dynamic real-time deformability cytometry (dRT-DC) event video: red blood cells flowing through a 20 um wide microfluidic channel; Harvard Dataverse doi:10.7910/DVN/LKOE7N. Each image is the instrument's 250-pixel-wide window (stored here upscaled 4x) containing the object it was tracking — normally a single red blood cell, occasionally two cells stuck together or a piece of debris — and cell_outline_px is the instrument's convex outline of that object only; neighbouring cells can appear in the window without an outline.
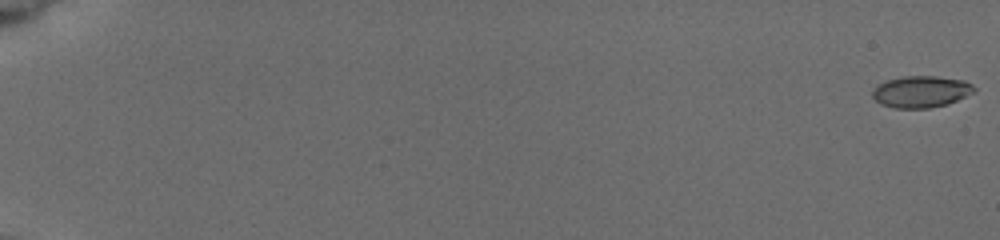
{"species": "common noctule bat (a hibernating species)", "species_latin": "Nyctalus noctula", "temperature_condition": "cold", "stored_images_in_passage": 5, "camera_frame_rate_fps": 3000, "um_per_image_px": 0.085, "animal": {"sex": "female", "body_mass_g": 19.5, "forearm_length_mm": 54.1}, "frame": {"image": 1, "passage_image": 1, "time_ms": 0.0, "image_size_px": [1000, 240], "cell_outline_px": [[976, 88], [972, 92], [948, 104], [928, 108], [896, 108], [880, 104], [872, 96], [872, 88], [888, 80], [904, 76], [936, 76], [964, 80], [972, 84]], "centroid_in_image_um": [78.27, 7.79], "position_along_channel_um": 6.7, "area_um2": 18.61}}